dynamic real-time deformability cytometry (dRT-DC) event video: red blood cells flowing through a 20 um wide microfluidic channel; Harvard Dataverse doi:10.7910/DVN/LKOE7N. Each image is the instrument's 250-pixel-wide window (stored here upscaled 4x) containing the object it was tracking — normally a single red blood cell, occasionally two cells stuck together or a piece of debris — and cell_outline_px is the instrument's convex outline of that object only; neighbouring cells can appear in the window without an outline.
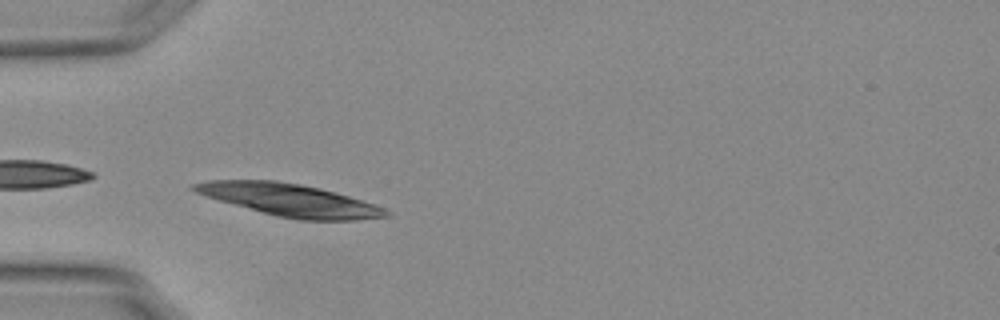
{"species": "Egyptian fruit bat (a non-hibernating species)", "species_latin": "Rousettus aegyptiacus", "temperature_condition": "warm", "stored_images_in_passage": 38, "camera_frame_rate_fps": 3000, "um_per_image_px": 0.085, "animal": {"sex": "female"}, "frame": {"image": 1, "passage_image": 1, "time_ms": 0.0, "image_size_px": [1000, 320], "cell_outline_px": [[392, 216], [356, 220], [296, 220], [276, 216], [204, 196], [188, 188], [192, 184], [208, 180], [276, 180], [300, 184], [320, 188], [348, 196], [384, 208], [392, 212]], "centroid_in_image_um": [24.61, 17.0], "position_along_channel_um": 60.4, "area_um2": 36.13}}